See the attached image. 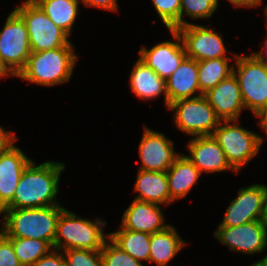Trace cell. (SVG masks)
Wrapping results in <instances>:
<instances>
[{"label":"cell","instance_id":"cell-1","mask_svg":"<svg viewBox=\"0 0 267 266\" xmlns=\"http://www.w3.org/2000/svg\"><path fill=\"white\" fill-rule=\"evenodd\" d=\"M65 167L64 163L57 161H44L37 165L31 160L23 170L13 199L3 209L60 205L56 197Z\"/></svg>","mask_w":267,"mask_h":266},{"label":"cell","instance_id":"cell-2","mask_svg":"<svg viewBox=\"0 0 267 266\" xmlns=\"http://www.w3.org/2000/svg\"><path fill=\"white\" fill-rule=\"evenodd\" d=\"M62 205L38 208L2 209L1 231L8 238L39 239L54 246Z\"/></svg>","mask_w":267,"mask_h":266},{"label":"cell","instance_id":"cell-3","mask_svg":"<svg viewBox=\"0 0 267 266\" xmlns=\"http://www.w3.org/2000/svg\"><path fill=\"white\" fill-rule=\"evenodd\" d=\"M78 57L71 42L53 50L32 52L16 77L45 87L61 85L70 81Z\"/></svg>","mask_w":267,"mask_h":266},{"label":"cell","instance_id":"cell-4","mask_svg":"<svg viewBox=\"0 0 267 266\" xmlns=\"http://www.w3.org/2000/svg\"><path fill=\"white\" fill-rule=\"evenodd\" d=\"M105 220L95 218L89 220L81 218L75 213L64 209L58 218L56 236L53 249H89L101 251L104 243L109 238V233H104Z\"/></svg>","mask_w":267,"mask_h":266},{"label":"cell","instance_id":"cell-5","mask_svg":"<svg viewBox=\"0 0 267 266\" xmlns=\"http://www.w3.org/2000/svg\"><path fill=\"white\" fill-rule=\"evenodd\" d=\"M239 122L223 120L212 134L237 173L257 156L264 142V136L240 126Z\"/></svg>","mask_w":267,"mask_h":266},{"label":"cell","instance_id":"cell-6","mask_svg":"<svg viewBox=\"0 0 267 266\" xmlns=\"http://www.w3.org/2000/svg\"><path fill=\"white\" fill-rule=\"evenodd\" d=\"M14 11L23 19L32 52L53 50L68 45L70 36L55 25L34 0H25Z\"/></svg>","mask_w":267,"mask_h":266},{"label":"cell","instance_id":"cell-7","mask_svg":"<svg viewBox=\"0 0 267 266\" xmlns=\"http://www.w3.org/2000/svg\"><path fill=\"white\" fill-rule=\"evenodd\" d=\"M233 57L236 64L233 63V74L238 80L245 109L254 115L267 105V64L252 53L233 54Z\"/></svg>","mask_w":267,"mask_h":266},{"label":"cell","instance_id":"cell-8","mask_svg":"<svg viewBox=\"0 0 267 266\" xmlns=\"http://www.w3.org/2000/svg\"><path fill=\"white\" fill-rule=\"evenodd\" d=\"M175 126L192 137L212 135L221 120L204 95L170 104Z\"/></svg>","mask_w":267,"mask_h":266},{"label":"cell","instance_id":"cell-9","mask_svg":"<svg viewBox=\"0 0 267 266\" xmlns=\"http://www.w3.org/2000/svg\"><path fill=\"white\" fill-rule=\"evenodd\" d=\"M31 53L26 25L13 10L0 30V57L17 76L25 67Z\"/></svg>","mask_w":267,"mask_h":266},{"label":"cell","instance_id":"cell-10","mask_svg":"<svg viewBox=\"0 0 267 266\" xmlns=\"http://www.w3.org/2000/svg\"><path fill=\"white\" fill-rule=\"evenodd\" d=\"M208 26L190 23L177 28L182 38L187 57L196 61L231 58L221 37L223 34Z\"/></svg>","mask_w":267,"mask_h":266},{"label":"cell","instance_id":"cell-11","mask_svg":"<svg viewBox=\"0 0 267 266\" xmlns=\"http://www.w3.org/2000/svg\"><path fill=\"white\" fill-rule=\"evenodd\" d=\"M215 238L230 251L242 254H258L267 249V225L256 220L235 227H218Z\"/></svg>","mask_w":267,"mask_h":266},{"label":"cell","instance_id":"cell-12","mask_svg":"<svg viewBox=\"0 0 267 266\" xmlns=\"http://www.w3.org/2000/svg\"><path fill=\"white\" fill-rule=\"evenodd\" d=\"M266 185L254 183L238 190L235 199L227 207L218 227H235L262 220Z\"/></svg>","mask_w":267,"mask_h":266},{"label":"cell","instance_id":"cell-13","mask_svg":"<svg viewBox=\"0 0 267 266\" xmlns=\"http://www.w3.org/2000/svg\"><path fill=\"white\" fill-rule=\"evenodd\" d=\"M139 143V170L166 172L180 153L175 152L174 142L164 133L144 125Z\"/></svg>","mask_w":267,"mask_h":266},{"label":"cell","instance_id":"cell-14","mask_svg":"<svg viewBox=\"0 0 267 266\" xmlns=\"http://www.w3.org/2000/svg\"><path fill=\"white\" fill-rule=\"evenodd\" d=\"M174 41H164L152 46L142 47L139 59L151 67L162 79L167 80L187 57L182 38L177 30H168Z\"/></svg>","mask_w":267,"mask_h":266},{"label":"cell","instance_id":"cell-15","mask_svg":"<svg viewBox=\"0 0 267 266\" xmlns=\"http://www.w3.org/2000/svg\"><path fill=\"white\" fill-rule=\"evenodd\" d=\"M189 155L186 157L205 174L234 171L228 163L224 151L213 135L191 137L186 145Z\"/></svg>","mask_w":267,"mask_h":266},{"label":"cell","instance_id":"cell-16","mask_svg":"<svg viewBox=\"0 0 267 266\" xmlns=\"http://www.w3.org/2000/svg\"><path fill=\"white\" fill-rule=\"evenodd\" d=\"M203 95L221 121L239 120L241 111L245 110L239 83L234 74Z\"/></svg>","mask_w":267,"mask_h":266},{"label":"cell","instance_id":"cell-17","mask_svg":"<svg viewBox=\"0 0 267 266\" xmlns=\"http://www.w3.org/2000/svg\"><path fill=\"white\" fill-rule=\"evenodd\" d=\"M124 229L153 234L166 229L165 216L161 205L133 199L121 218Z\"/></svg>","mask_w":267,"mask_h":266},{"label":"cell","instance_id":"cell-18","mask_svg":"<svg viewBox=\"0 0 267 266\" xmlns=\"http://www.w3.org/2000/svg\"><path fill=\"white\" fill-rule=\"evenodd\" d=\"M31 160L16 145L0 154V211L13 199L23 170Z\"/></svg>","mask_w":267,"mask_h":266},{"label":"cell","instance_id":"cell-19","mask_svg":"<svg viewBox=\"0 0 267 266\" xmlns=\"http://www.w3.org/2000/svg\"><path fill=\"white\" fill-rule=\"evenodd\" d=\"M165 83L169 106L180 99L195 98L203 95L200 92L198 82V61L189 57L182 61L174 73L165 80Z\"/></svg>","mask_w":267,"mask_h":266},{"label":"cell","instance_id":"cell-20","mask_svg":"<svg viewBox=\"0 0 267 266\" xmlns=\"http://www.w3.org/2000/svg\"><path fill=\"white\" fill-rule=\"evenodd\" d=\"M129 79V86L135 97L148 101L158 99L163 94L165 106L168 109L165 80L139 58L134 63Z\"/></svg>","mask_w":267,"mask_h":266},{"label":"cell","instance_id":"cell-21","mask_svg":"<svg viewBox=\"0 0 267 266\" xmlns=\"http://www.w3.org/2000/svg\"><path fill=\"white\" fill-rule=\"evenodd\" d=\"M133 190L137 193L134 199L140 201L165 206L173 202L166 172L138 170Z\"/></svg>","mask_w":267,"mask_h":266},{"label":"cell","instance_id":"cell-22","mask_svg":"<svg viewBox=\"0 0 267 266\" xmlns=\"http://www.w3.org/2000/svg\"><path fill=\"white\" fill-rule=\"evenodd\" d=\"M166 173L170 198L173 202L185 198L202 174L183 153L176 157Z\"/></svg>","mask_w":267,"mask_h":266},{"label":"cell","instance_id":"cell-23","mask_svg":"<svg viewBox=\"0 0 267 266\" xmlns=\"http://www.w3.org/2000/svg\"><path fill=\"white\" fill-rule=\"evenodd\" d=\"M187 242L179 236L178 231L172 225L166 229L151 234L149 263L156 266H168Z\"/></svg>","mask_w":267,"mask_h":266},{"label":"cell","instance_id":"cell-24","mask_svg":"<svg viewBox=\"0 0 267 266\" xmlns=\"http://www.w3.org/2000/svg\"><path fill=\"white\" fill-rule=\"evenodd\" d=\"M50 20L69 36L79 15L80 0H34Z\"/></svg>","mask_w":267,"mask_h":266},{"label":"cell","instance_id":"cell-25","mask_svg":"<svg viewBox=\"0 0 267 266\" xmlns=\"http://www.w3.org/2000/svg\"><path fill=\"white\" fill-rule=\"evenodd\" d=\"M115 232L109 233V238L135 260L149 263L151 235L124 229L121 225Z\"/></svg>","mask_w":267,"mask_h":266},{"label":"cell","instance_id":"cell-26","mask_svg":"<svg viewBox=\"0 0 267 266\" xmlns=\"http://www.w3.org/2000/svg\"><path fill=\"white\" fill-rule=\"evenodd\" d=\"M232 58H217L198 61V82L200 92L205 94L222 80L233 74Z\"/></svg>","mask_w":267,"mask_h":266},{"label":"cell","instance_id":"cell-27","mask_svg":"<svg viewBox=\"0 0 267 266\" xmlns=\"http://www.w3.org/2000/svg\"><path fill=\"white\" fill-rule=\"evenodd\" d=\"M14 252L22 266H32L47 255L53 247L44 240L27 238H9Z\"/></svg>","mask_w":267,"mask_h":266},{"label":"cell","instance_id":"cell-28","mask_svg":"<svg viewBox=\"0 0 267 266\" xmlns=\"http://www.w3.org/2000/svg\"><path fill=\"white\" fill-rule=\"evenodd\" d=\"M219 7V0H181L180 27L192 22L186 21L185 16L195 19L212 17Z\"/></svg>","mask_w":267,"mask_h":266},{"label":"cell","instance_id":"cell-29","mask_svg":"<svg viewBox=\"0 0 267 266\" xmlns=\"http://www.w3.org/2000/svg\"><path fill=\"white\" fill-rule=\"evenodd\" d=\"M103 266H144L135 260L123 249L118 247L110 238L106 240L101 249Z\"/></svg>","mask_w":267,"mask_h":266},{"label":"cell","instance_id":"cell-30","mask_svg":"<svg viewBox=\"0 0 267 266\" xmlns=\"http://www.w3.org/2000/svg\"><path fill=\"white\" fill-rule=\"evenodd\" d=\"M155 11L168 30L180 27L181 0H152Z\"/></svg>","mask_w":267,"mask_h":266},{"label":"cell","instance_id":"cell-31","mask_svg":"<svg viewBox=\"0 0 267 266\" xmlns=\"http://www.w3.org/2000/svg\"><path fill=\"white\" fill-rule=\"evenodd\" d=\"M62 253L67 266H103L101 251L68 249Z\"/></svg>","mask_w":267,"mask_h":266},{"label":"cell","instance_id":"cell-32","mask_svg":"<svg viewBox=\"0 0 267 266\" xmlns=\"http://www.w3.org/2000/svg\"><path fill=\"white\" fill-rule=\"evenodd\" d=\"M0 266H22L11 240L0 230Z\"/></svg>","mask_w":267,"mask_h":266},{"label":"cell","instance_id":"cell-33","mask_svg":"<svg viewBox=\"0 0 267 266\" xmlns=\"http://www.w3.org/2000/svg\"><path fill=\"white\" fill-rule=\"evenodd\" d=\"M32 266H67L61 250L52 249Z\"/></svg>","mask_w":267,"mask_h":266},{"label":"cell","instance_id":"cell-34","mask_svg":"<svg viewBox=\"0 0 267 266\" xmlns=\"http://www.w3.org/2000/svg\"><path fill=\"white\" fill-rule=\"evenodd\" d=\"M85 7L100 8L101 10H109L119 12L117 0H80Z\"/></svg>","mask_w":267,"mask_h":266},{"label":"cell","instance_id":"cell-35","mask_svg":"<svg viewBox=\"0 0 267 266\" xmlns=\"http://www.w3.org/2000/svg\"><path fill=\"white\" fill-rule=\"evenodd\" d=\"M18 137L13 133V131H5L2 126H0V154L7 152Z\"/></svg>","mask_w":267,"mask_h":266},{"label":"cell","instance_id":"cell-36","mask_svg":"<svg viewBox=\"0 0 267 266\" xmlns=\"http://www.w3.org/2000/svg\"><path fill=\"white\" fill-rule=\"evenodd\" d=\"M233 7L255 8L262 5L263 0H227Z\"/></svg>","mask_w":267,"mask_h":266},{"label":"cell","instance_id":"cell-37","mask_svg":"<svg viewBox=\"0 0 267 266\" xmlns=\"http://www.w3.org/2000/svg\"><path fill=\"white\" fill-rule=\"evenodd\" d=\"M255 117H257L259 127L264 131L265 136H267V105L262 107L258 112H256Z\"/></svg>","mask_w":267,"mask_h":266},{"label":"cell","instance_id":"cell-38","mask_svg":"<svg viewBox=\"0 0 267 266\" xmlns=\"http://www.w3.org/2000/svg\"><path fill=\"white\" fill-rule=\"evenodd\" d=\"M267 37V36H266ZM262 49L260 52H253L252 54L261 62L267 64V38H265L264 43H262Z\"/></svg>","mask_w":267,"mask_h":266},{"label":"cell","instance_id":"cell-39","mask_svg":"<svg viewBox=\"0 0 267 266\" xmlns=\"http://www.w3.org/2000/svg\"><path fill=\"white\" fill-rule=\"evenodd\" d=\"M10 76L16 77V75L8 68V66L3 62L2 58L0 57V79L1 78H8Z\"/></svg>","mask_w":267,"mask_h":266},{"label":"cell","instance_id":"cell-40","mask_svg":"<svg viewBox=\"0 0 267 266\" xmlns=\"http://www.w3.org/2000/svg\"><path fill=\"white\" fill-rule=\"evenodd\" d=\"M262 221L267 225V185H266V194H265L264 212L262 216Z\"/></svg>","mask_w":267,"mask_h":266},{"label":"cell","instance_id":"cell-41","mask_svg":"<svg viewBox=\"0 0 267 266\" xmlns=\"http://www.w3.org/2000/svg\"><path fill=\"white\" fill-rule=\"evenodd\" d=\"M250 266H267V254L262 259H259Z\"/></svg>","mask_w":267,"mask_h":266},{"label":"cell","instance_id":"cell-42","mask_svg":"<svg viewBox=\"0 0 267 266\" xmlns=\"http://www.w3.org/2000/svg\"><path fill=\"white\" fill-rule=\"evenodd\" d=\"M264 13L266 15V20H267V5L264 7Z\"/></svg>","mask_w":267,"mask_h":266}]
</instances>
